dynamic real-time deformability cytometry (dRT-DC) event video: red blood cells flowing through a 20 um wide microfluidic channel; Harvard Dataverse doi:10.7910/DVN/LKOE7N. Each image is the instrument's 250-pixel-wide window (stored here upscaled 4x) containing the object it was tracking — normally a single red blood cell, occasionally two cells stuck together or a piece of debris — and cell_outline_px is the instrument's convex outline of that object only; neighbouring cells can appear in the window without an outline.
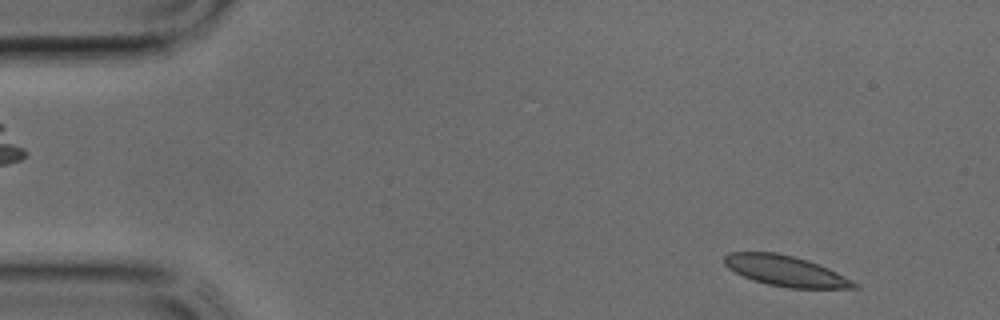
{"species": "common noctule bat (a hibernating species)", "species_latin": "Nyctalus noctula", "temperature_condition": "cold", "stored_images_in_passage": 34, "camera_frame_rate_fps": 3000, "um_per_image_px": 0.085, "animal": {"sex": "male", "body_mass_g": 17.9, "forearm_length_mm": 54.2}, "frame": {"image": 1, "passage_image": 2, "time_ms": 0.333, "image_size_px": [1000, 320], "cell_outline_px": [[860, 288], [788, 288], [768, 284], [752, 280], [728, 268], [724, 264], [724, 256], [728, 252], [776, 252], [808, 260], [828, 268], [860, 284]], "centroid_in_image_um": [66.78, 23.03], "position_along_channel_um": 18.2, "area_um2": 23.06}}
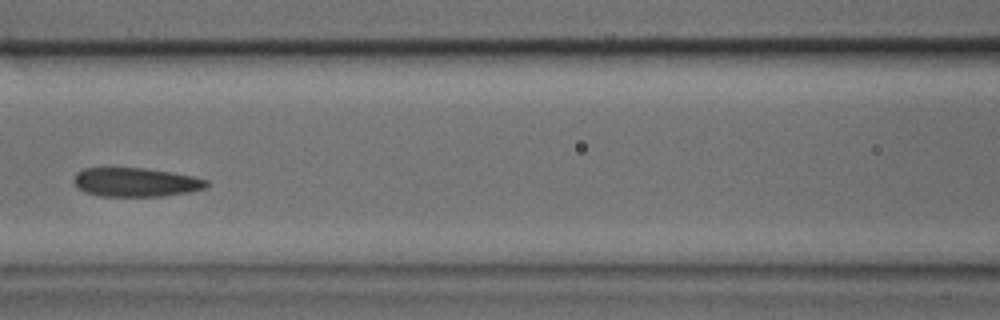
{"frame": {"image": 2, "passage_image": 15, "time_ms": 4.667, "image_size_px": [1000, 320], "cell_outline_px": [[208, 184], [204, 188], [188, 192], [160, 196], [100, 196], [84, 192], [76, 188], [72, 180], [76, 172], [84, 168], [144, 168], [172, 172], [192, 176], [208, 180]], "centroid_in_image_um": [11.47, 15.48], "position_along_channel_um": 155.1, "area_um2": 22.43}}
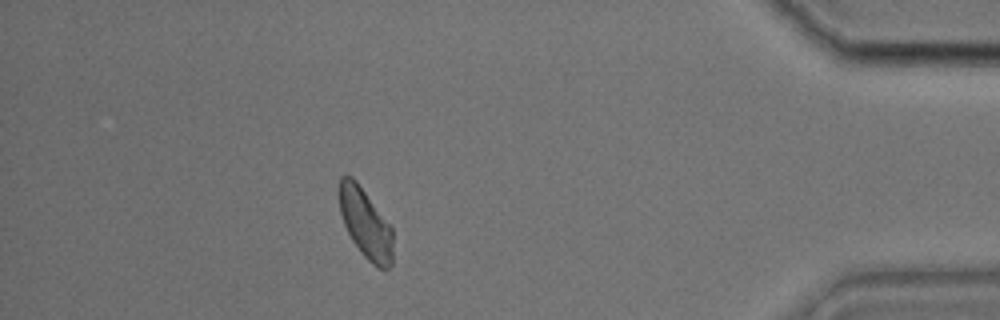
{"frame": {"image": 3, "passage_image": 32, "time_ms": 10.333, "image_size_px": [1000, 320], "cell_outline_px": [[392, 264], [388, 268], [376, 268], [364, 256], [352, 240], [344, 224], [340, 212], [336, 192], [340, 176], [352, 176], [356, 180], [392, 228]], "centroid_in_image_um": [31.02, 18.96], "position_along_channel_um": 404.2, "area_um2": 21.91}}